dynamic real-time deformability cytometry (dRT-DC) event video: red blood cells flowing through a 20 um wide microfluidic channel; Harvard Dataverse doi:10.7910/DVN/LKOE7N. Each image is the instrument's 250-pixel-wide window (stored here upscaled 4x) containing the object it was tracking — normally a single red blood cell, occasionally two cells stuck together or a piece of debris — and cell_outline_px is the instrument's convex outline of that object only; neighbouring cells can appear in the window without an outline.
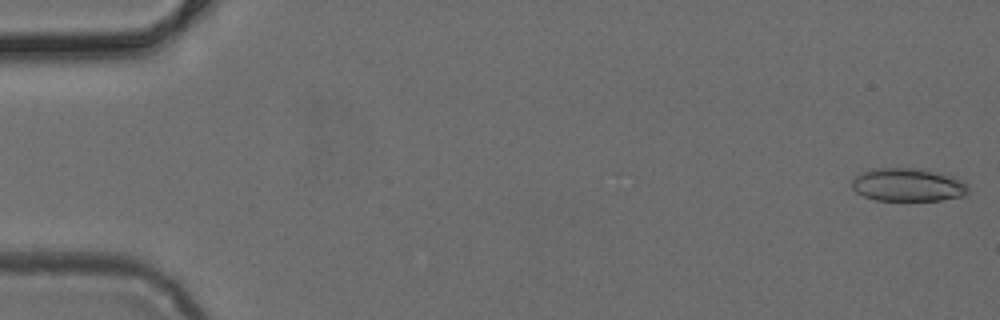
{"species": "common noctule bat (a hibernating species)", "species_latin": "Nyctalus noctula", "temperature_condition": "cold", "stored_images_in_passage": 5, "camera_frame_rate_fps": 3000, "um_per_image_px": 0.085, "animal": {"sex": "female", "body_mass_g": 24.6, "forearm_length_mm": 56.2}, "frame": {"image": 1, "passage_image": 1, "time_ms": 0.0, "image_size_px": [1000, 320], "cell_outline_px": [[968, 192], [964, 196], [940, 200], [876, 200], [864, 196], [856, 192], [852, 188], [852, 180], [856, 176], [872, 168], [924, 168], [952, 176], [964, 180], [968, 184]], "centroid_in_image_um": [77.21, 15.7], "position_along_channel_um": 7.8, "area_um2": 22.66}}